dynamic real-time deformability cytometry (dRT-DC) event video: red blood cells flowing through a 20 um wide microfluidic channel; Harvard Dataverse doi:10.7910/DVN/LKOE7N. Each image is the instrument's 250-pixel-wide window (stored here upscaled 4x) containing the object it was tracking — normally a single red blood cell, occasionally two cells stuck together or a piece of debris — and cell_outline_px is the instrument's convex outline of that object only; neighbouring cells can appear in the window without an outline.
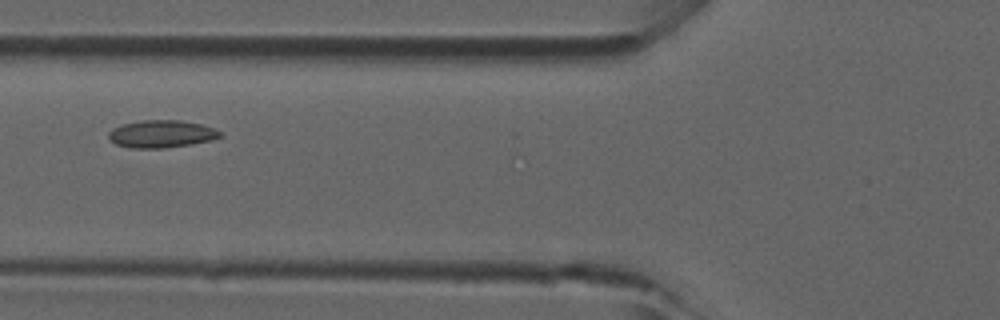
{"species": "common noctule bat (a hibernating species)", "species_latin": "Nyctalus noctula", "temperature_condition": "room temperature", "stored_images_in_passage": 6, "camera_frame_rate_fps": 3000, "um_per_image_px": 0.085, "animal": {"sex": "male", "forearm_length_mm": 52.5}, "frame": {"image": 1, "passage_image": 6, "time_ms": 1.667, "image_size_px": [1000, 320], "cell_outline_px": [[220, 136], [208, 140], [192, 144], [164, 148], [132, 148], [116, 144], [108, 136], [108, 132], [112, 128], [120, 124], [140, 120], [180, 120], [200, 124], [212, 128], [220, 132]], "centroid_in_image_um": [13.65, 11.37], "position_along_channel_um": 112.1, "area_um2": 17.69}}